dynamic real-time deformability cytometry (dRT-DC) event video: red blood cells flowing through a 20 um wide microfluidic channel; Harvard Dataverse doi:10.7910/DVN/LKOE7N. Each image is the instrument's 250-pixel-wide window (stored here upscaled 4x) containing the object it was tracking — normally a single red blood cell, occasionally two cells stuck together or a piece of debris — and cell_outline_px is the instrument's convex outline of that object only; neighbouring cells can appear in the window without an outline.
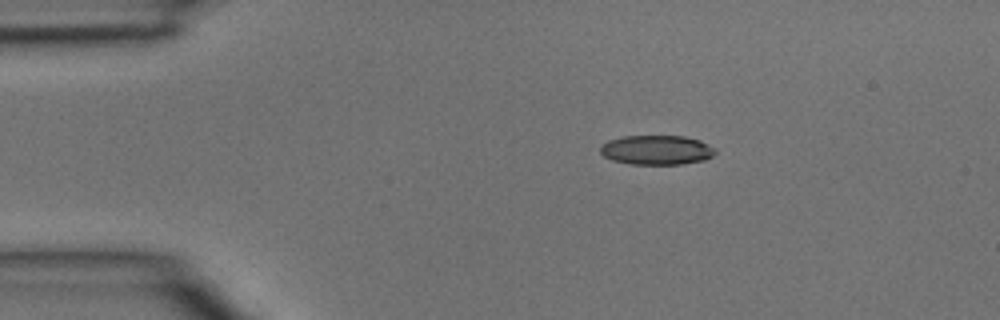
{"species": "common noctule bat (a hibernating species)", "species_latin": "Nyctalus noctula", "temperature_condition": "room temperature", "stored_images_in_passage": 2, "camera_frame_rate_fps": 3000, "um_per_image_px": 0.085, "animal": {"sex": "male", "body_mass_g": 15.6}, "frame": {"image": 1, "passage_image": 1, "time_ms": 0.0, "image_size_px": [1000, 320], "cell_outline_px": [[716, 152], [712, 156], [704, 160], [680, 164], [632, 164], [612, 160], [604, 156], [600, 152], [600, 144], [608, 140], [624, 136], [684, 136], [700, 140], [716, 148]], "centroid_in_image_um": [55.81, 12.74], "position_along_channel_um": 29.2, "area_um2": 19.83}}